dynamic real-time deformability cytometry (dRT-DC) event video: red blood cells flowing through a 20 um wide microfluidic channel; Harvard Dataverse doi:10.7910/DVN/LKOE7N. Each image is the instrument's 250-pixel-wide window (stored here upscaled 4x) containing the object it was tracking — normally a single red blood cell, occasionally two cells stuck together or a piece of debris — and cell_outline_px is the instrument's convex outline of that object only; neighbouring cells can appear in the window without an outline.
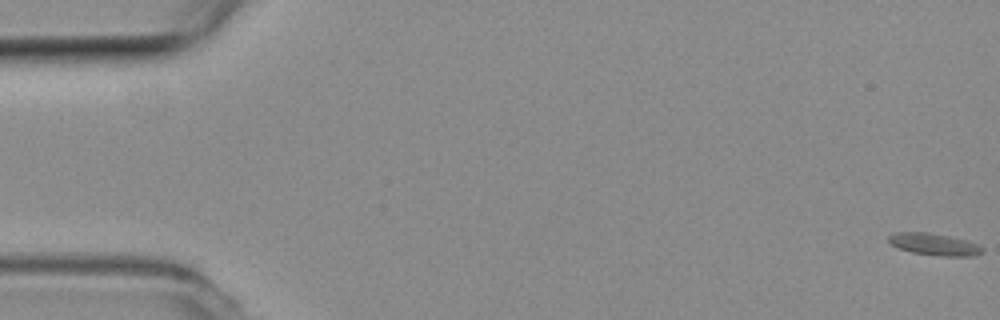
{"species": "common noctule bat (a hibernating species)", "species_latin": "Nyctalus noctula", "temperature_condition": "room temperature", "stored_images_in_passage": 56, "camera_frame_rate_fps": 3000, "um_per_image_px": 0.085, "animal": {"sex": "female", "body_mass_g": 19.3, "forearm_length_mm": 54.1}, "frame": {"image": 1, "passage_image": 1, "time_ms": 0.0, "image_size_px": [1000, 320], "cell_outline_px": [[984, 252], [972, 256], [944, 256], [912, 252], [900, 248], [892, 244], [888, 240], [888, 236], [896, 232], [928, 232], [968, 240], [984, 248]], "centroid_in_image_um": [79.44, 20.76], "position_along_channel_um": 5.6, "area_um2": 11.85}}
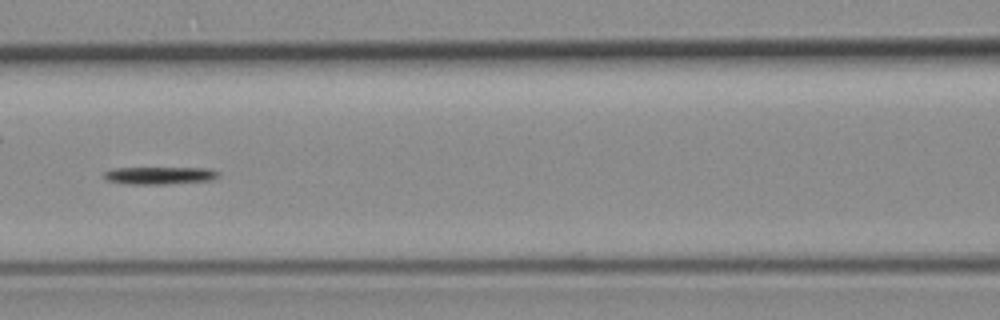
{"frame": {"image": 2, "passage_image": 25, "time_ms": 8.0, "image_size_px": [1000, 320], "cell_outline_px": [[220, 176], [212, 180], [168, 184], [124, 184], [104, 180], [100, 176], [104, 172], [112, 168], [212, 168], [220, 172]], "centroid_in_image_um": [13.53, 14.92], "position_along_channel_um": 153.1, "area_um2": 12.02}}
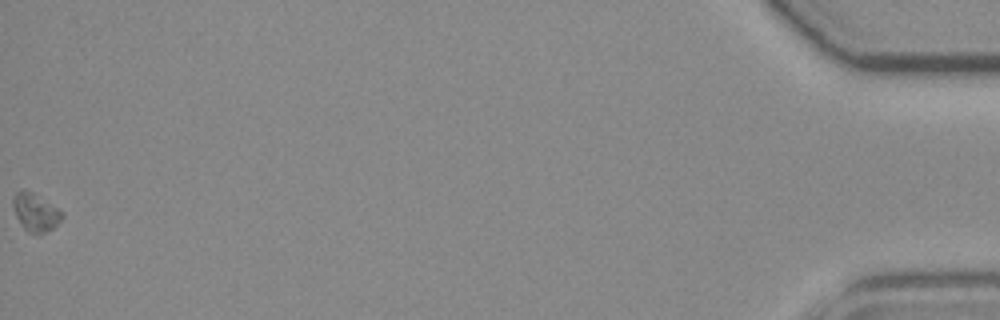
{"frame": {"image": 3, "passage_image": 56, "time_ms": 18.333, "image_size_px": [1000, 320], "cell_outline_px": [[64, 216], [52, 228], [36, 236], [28, 232], [24, 228], [16, 216], [12, 204], [12, 196], [16, 192], [32, 192], [56, 208]], "centroid_in_image_um": [2.97, 18.09], "position_along_channel_um": 432.2, "area_um2": 10.4}, "authors_computed_cell_mechanics": {"area_um2": 11.1554, "velocity_mm_per_s": 3.7518, "shape_relaxation_time_tau1_ms": 8.7394, "shape_relaxation_time_tau2_ms": null, "deformation_change_tau1": 0.1783, "deformation_change_tau2": null}}